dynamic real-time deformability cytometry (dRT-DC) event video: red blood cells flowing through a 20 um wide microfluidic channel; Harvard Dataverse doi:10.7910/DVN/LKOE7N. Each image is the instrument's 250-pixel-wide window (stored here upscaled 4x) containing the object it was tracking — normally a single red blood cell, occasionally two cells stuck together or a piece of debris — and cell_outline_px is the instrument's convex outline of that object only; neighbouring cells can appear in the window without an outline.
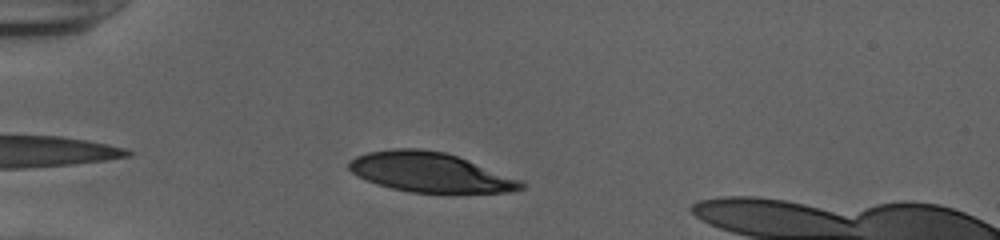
{"species": "human", "species_latin": "Homo sapiens", "temperature_condition": "cold", "stored_images_in_passage": 33, "camera_frame_rate_fps": 3000, "um_per_image_px": 0.085, "donor": {"sex": "female"}, "frame": {"image": 1, "passage_image": 3, "time_ms": 0.667, "image_size_px": [1000, 240], "cell_outline_px": [[524, 188], [512, 192], [412, 192], [392, 188], [376, 184], [364, 180], [356, 176], [348, 168], [348, 160], [356, 156], [368, 152], [396, 148], [420, 148], [444, 152], [456, 156], [520, 180], [524, 184]], "centroid_in_image_um": [36.47, 14.64], "position_along_channel_um": 48.5, "area_um2": 39.36}}
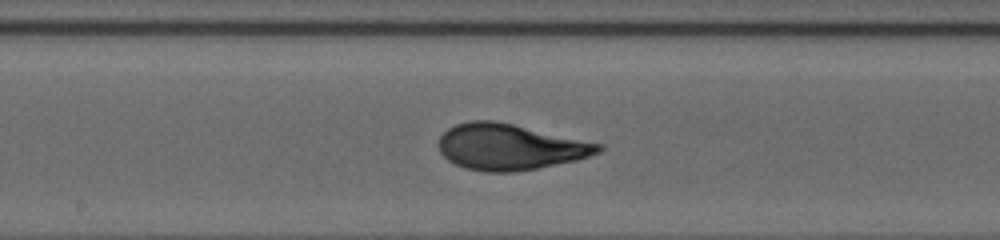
{"frame": {"image": 2, "passage_image": 17, "time_ms": 5.333, "image_size_px": [1000, 240], "cell_outline_px": [[604, 148], [600, 152], [576, 160], [536, 168], [512, 172], [484, 172], [464, 168], [448, 160], [440, 152], [440, 136], [448, 128], [456, 124], [472, 120], [496, 120], [604, 144]], "centroid_in_image_um": [43.35, 12.48], "position_along_channel_um": 204.9, "area_um2": 42.77}}
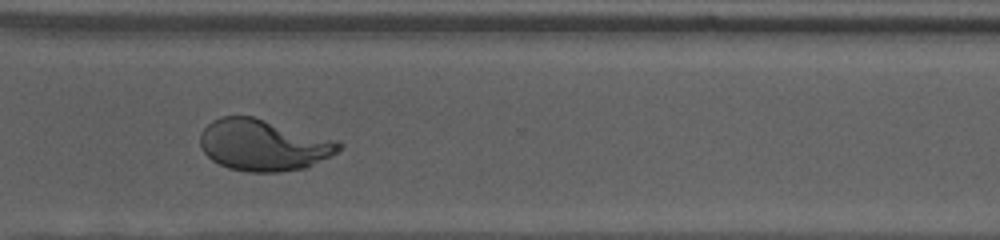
{"frame": {"image": 3, "passage_image": 28, "time_ms": 9.0, "image_size_px": [1000, 240], "cell_outline_px": [[344, 144], [336, 152], [308, 168], [280, 172], [248, 172], [228, 168], [212, 160], [204, 152], [200, 144], [200, 132], [212, 120], [220, 116], [252, 116], [336, 140]], "centroid_in_image_um": [22.37, 12.34], "position_along_channel_um": 348.2, "area_um2": 41.44}, "authors_computed_cell_mechanics": {"area_um2": 41.905, "velocity_mm_per_s": 3.9144, "shape_relaxation_time_tau1_ms": 5.4151, "shape_relaxation_time_tau2_ms": null, "deformation_change_tau1": 0.2379, "deformation_change_tau2": null}}